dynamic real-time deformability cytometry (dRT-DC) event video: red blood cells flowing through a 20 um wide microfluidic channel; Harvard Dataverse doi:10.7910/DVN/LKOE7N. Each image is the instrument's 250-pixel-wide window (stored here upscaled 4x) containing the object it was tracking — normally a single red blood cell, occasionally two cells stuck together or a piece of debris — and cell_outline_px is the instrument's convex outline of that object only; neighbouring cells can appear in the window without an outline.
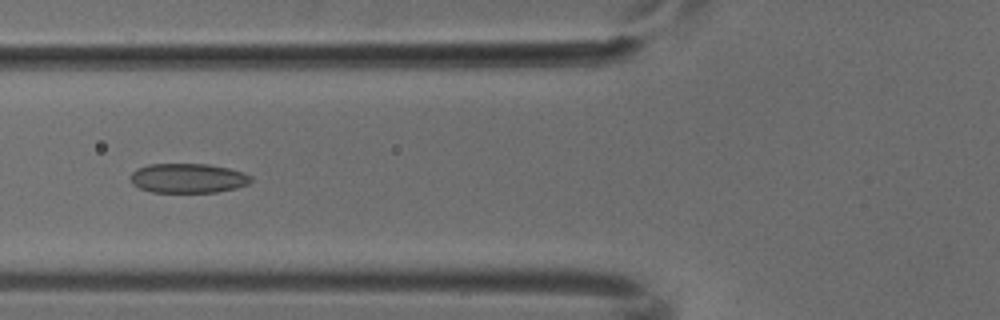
{"species": "common noctule bat (a hibernating species)", "species_latin": "Nyctalus noctula", "temperature_condition": "cold", "stored_images_in_passage": 6, "camera_frame_rate_fps": 3000, "um_per_image_px": 0.085, "animal": {"sex": "male", "body_mass_g": 18.8}, "frame": {"image": 1, "passage_image": 5, "time_ms": 1.333, "image_size_px": [1000, 320], "cell_outline_px": [[252, 180], [248, 184], [236, 188], [216, 192], [152, 192], [140, 188], [132, 184], [132, 172], [136, 168], [148, 164], [208, 164], [228, 168], [244, 172], [252, 176]], "centroid_in_image_um": [16.0, 15.14], "position_along_channel_um": 109.8, "area_um2": 20.75}}
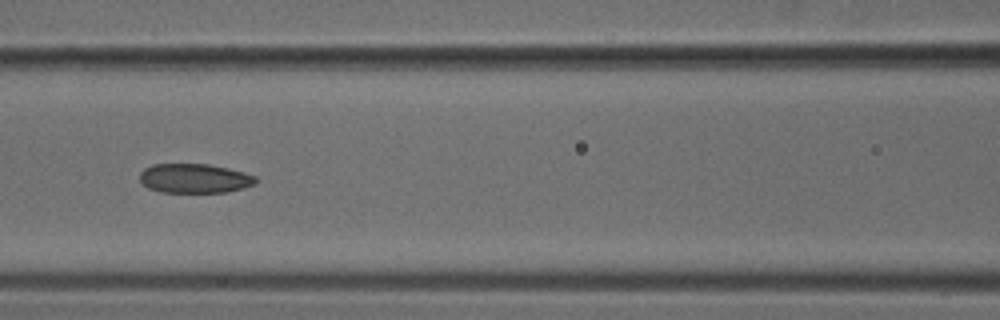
{"frame": {"image": 2, "passage_image": 6, "time_ms": 1.667, "image_size_px": [1000, 320], "cell_outline_px": [[256, 184], [244, 188], [224, 192], [160, 192], [148, 188], [140, 184], [140, 172], [144, 168], [152, 164], [208, 164], [228, 168], [244, 172], [256, 176]], "centroid_in_image_um": [16.51, 15.16], "position_along_channel_um": 150.1, "area_um2": 20.0}}